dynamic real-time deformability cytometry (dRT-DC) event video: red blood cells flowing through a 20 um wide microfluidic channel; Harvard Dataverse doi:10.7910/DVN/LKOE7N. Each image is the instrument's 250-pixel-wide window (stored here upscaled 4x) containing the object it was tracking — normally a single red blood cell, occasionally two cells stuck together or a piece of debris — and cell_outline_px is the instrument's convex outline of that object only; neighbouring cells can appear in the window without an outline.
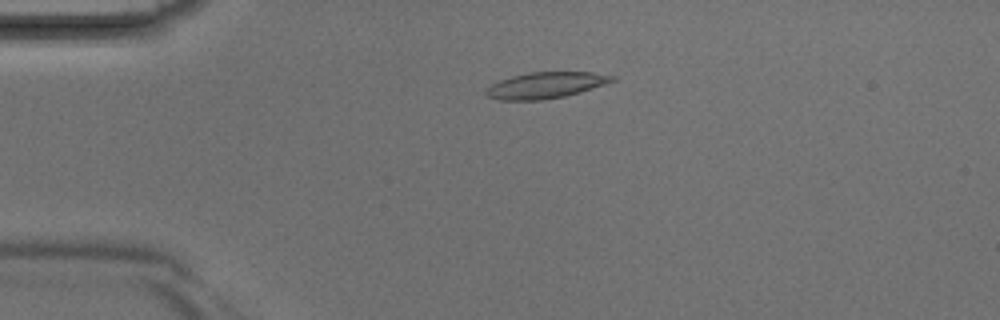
{"species": "Egyptian fruit bat (a non-hibernating species)", "species_latin": "Rousettus aegyptiacus", "temperature_condition": "room temperature", "stored_images_in_passage": 3, "camera_frame_rate_fps": 3000, "um_per_image_px": 0.085, "animal": {"sex": "male"}, "frame": {"image": 1, "passage_image": 1, "time_ms": 0.0, "image_size_px": [1000, 320], "cell_outline_px": [[616, 80], [580, 92], [564, 96], [544, 100], [496, 100], [488, 96], [484, 92], [492, 84], [500, 80], [512, 76], [528, 72], [592, 72], [616, 76]], "centroid_in_image_um": [46.38, 7.24], "position_along_channel_um": 38.6, "area_um2": 19.19}}
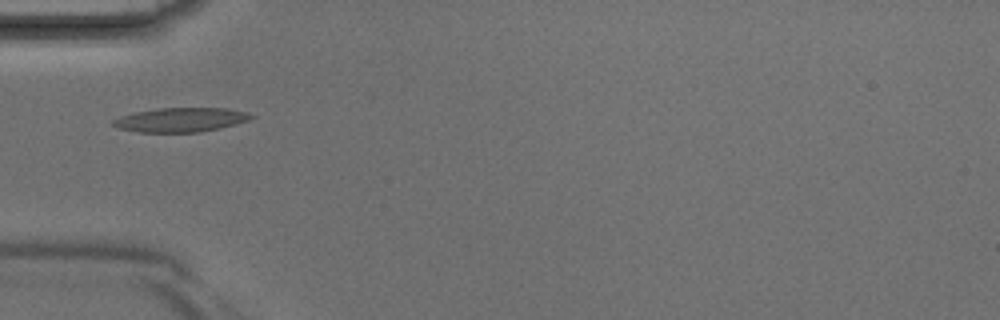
{"frame": {"image": 2, "passage_image": 2, "time_ms": 0.333, "image_size_px": [1000, 320], "cell_outline_px": [[256, 116], [248, 120], [220, 128], [200, 132], [136, 132], [116, 128], [112, 124], [112, 120], [120, 116], [136, 112], [160, 108], [228, 108], [248, 112]], "centroid_in_image_um": [15.35, 10.18], "position_along_channel_um": 69.6, "area_um2": 19.54}}